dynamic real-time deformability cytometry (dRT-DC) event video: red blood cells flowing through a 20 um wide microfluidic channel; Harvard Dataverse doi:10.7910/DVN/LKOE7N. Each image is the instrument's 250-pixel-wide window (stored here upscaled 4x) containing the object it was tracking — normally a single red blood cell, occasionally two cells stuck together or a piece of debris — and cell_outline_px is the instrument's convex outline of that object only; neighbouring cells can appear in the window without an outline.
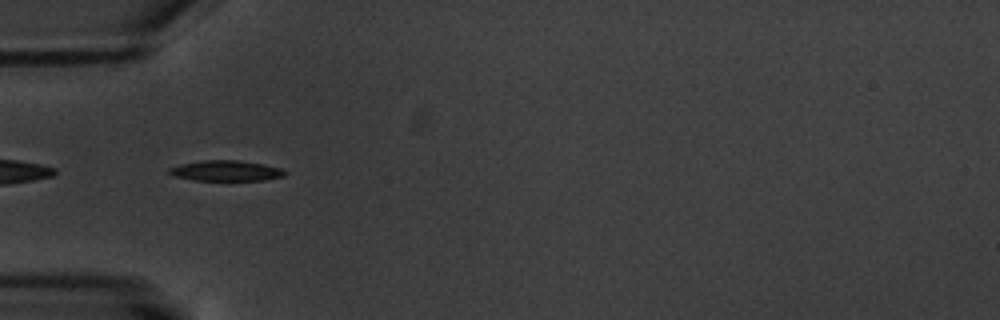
{"species": "common noctule bat (a hibernating species)", "species_latin": "Nyctalus noctula", "temperature_condition": "warm", "stored_images_in_passage": 3, "camera_frame_rate_fps": 3000, "um_per_image_px": 0.085, "animal": {"sex": "male", "body_mass_g": 20.1, "forearm_length_mm": 53.5}, "frame": {"image": 1, "passage_image": 2, "time_ms": 1.333, "image_size_px": [1000, 320], "cell_outline_px": [[288, 172], [284, 176], [264, 180], [192, 180], [176, 176], [168, 172], [168, 168], [180, 164], [200, 160], [240, 160], [264, 164], [280, 168]], "centroid_in_image_um": [19.21, 14.5], "position_along_channel_um": 65.8, "area_um2": 13.87}}